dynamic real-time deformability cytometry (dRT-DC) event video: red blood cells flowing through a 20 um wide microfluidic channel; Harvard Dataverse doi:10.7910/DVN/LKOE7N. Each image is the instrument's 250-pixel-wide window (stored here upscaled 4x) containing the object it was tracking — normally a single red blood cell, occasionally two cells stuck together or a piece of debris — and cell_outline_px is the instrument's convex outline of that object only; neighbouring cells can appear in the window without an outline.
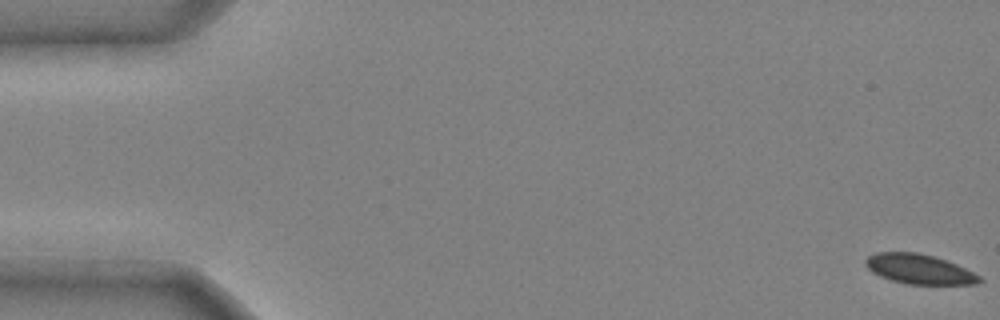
{"species": "common noctule bat (a hibernating species)", "species_latin": "Nyctalus noctula", "temperature_condition": "cold", "stored_images_in_passage": 48, "camera_frame_rate_fps": 3000, "um_per_image_px": 0.085, "animal": {"sex": "male", "body_mass_g": 20.4}, "frame": {"image": 1, "passage_image": 1, "time_ms": 0.0, "image_size_px": [1000, 320], "cell_outline_px": [[984, 280], [976, 284], [908, 284], [892, 280], [880, 276], [872, 272], [864, 264], [864, 260], [868, 256], [876, 252], [916, 252], [932, 256], [956, 264], [980, 276]], "centroid_in_image_um": [78.1, 22.87], "position_along_channel_um": 6.9, "area_um2": 19.59}}
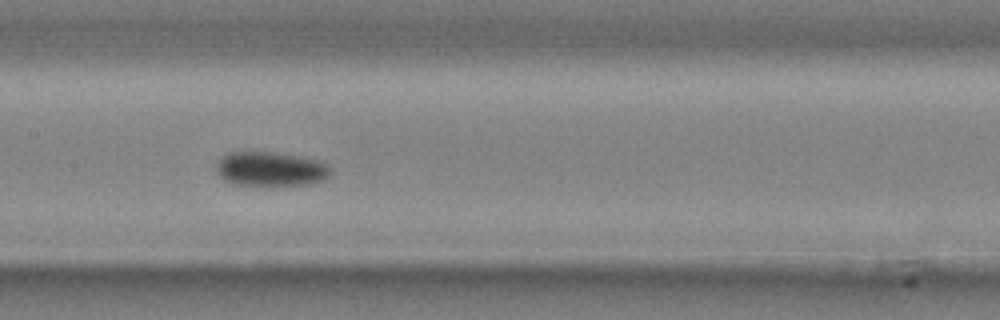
{"frame": {"image": 2, "passage_image": 25, "time_ms": 8.0, "image_size_px": [1000, 320], "cell_outline_px": [[328, 176], [324, 180], [312, 184], [268, 188], [232, 184], [220, 176], [216, 172], [216, 164], [228, 152], [276, 152], [316, 160], [328, 164]], "centroid_in_image_um": [22.98, 14.42], "position_along_channel_um": 184.4, "area_um2": 23.52}}
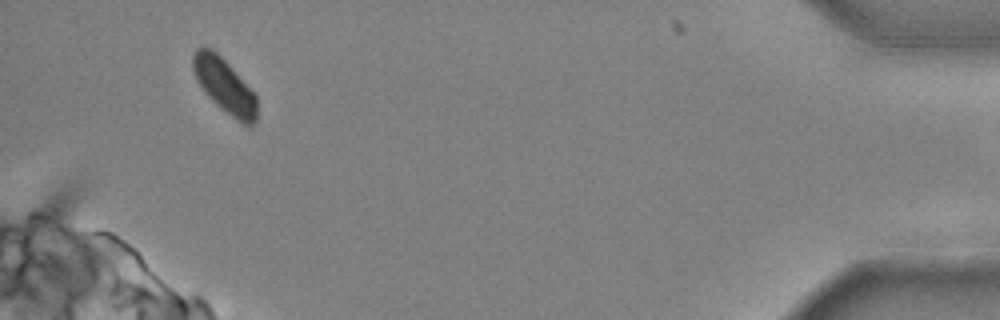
{"frame": {"image": 3, "passage_image": 47, "time_ms": 15.333, "image_size_px": [1000, 320], "cell_outline_px": [[256, 120], [252, 124], [244, 124], [236, 120], [220, 108], [204, 92], [196, 80], [192, 68], [192, 56], [196, 48], [212, 48], [228, 64], [256, 96]], "centroid_in_image_um": [19.04, 7.28], "position_along_channel_um": 416.2, "area_um2": 19.88}}